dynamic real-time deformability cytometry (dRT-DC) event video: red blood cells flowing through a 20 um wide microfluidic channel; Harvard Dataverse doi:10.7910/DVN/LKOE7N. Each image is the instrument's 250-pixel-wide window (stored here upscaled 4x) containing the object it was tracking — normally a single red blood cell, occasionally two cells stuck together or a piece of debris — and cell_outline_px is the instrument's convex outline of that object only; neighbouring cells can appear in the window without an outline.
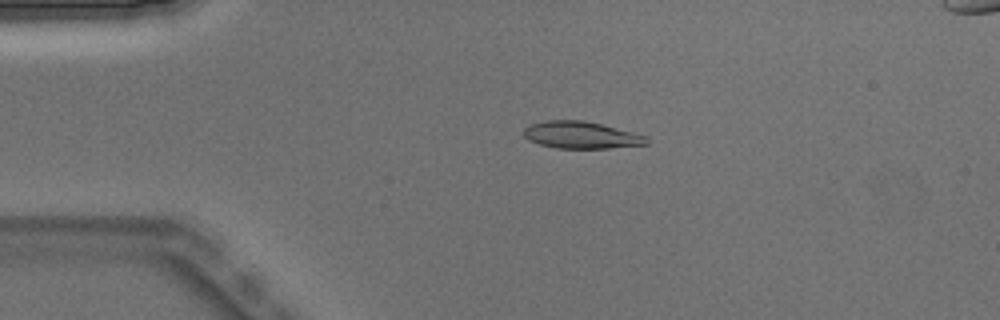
{"species": "Egyptian fruit bat (a non-hibernating species)", "species_latin": "Rousettus aegyptiacus", "temperature_condition": "warm", "stored_images_in_passage": 3, "camera_frame_rate_fps": 3000, "um_per_image_px": 0.085, "animal": {"sex": "male"}, "frame": {"image": 1, "passage_image": 2, "time_ms": 0.333, "image_size_px": [1000, 320], "cell_outline_px": [[648, 144], [608, 148], [556, 148], [540, 144], [528, 140], [524, 136], [524, 128], [528, 124], [544, 120], [584, 120], [648, 136]], "centroid_in_image_um": [49.36, 11.47], "position_along_channel_um": 35.6, "area_um2": 19.36}}